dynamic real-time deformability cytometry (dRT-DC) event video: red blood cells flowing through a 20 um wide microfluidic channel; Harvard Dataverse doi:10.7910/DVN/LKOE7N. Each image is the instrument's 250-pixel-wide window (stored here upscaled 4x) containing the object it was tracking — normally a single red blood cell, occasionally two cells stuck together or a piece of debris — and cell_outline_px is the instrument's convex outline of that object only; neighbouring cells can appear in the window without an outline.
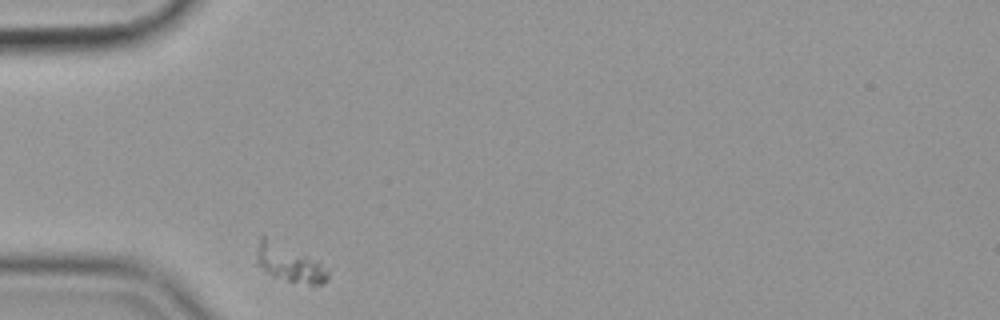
{"species": "common noctule bat (a hibernating species)", "species_latin": "Nyctalus noctula", "temperature_condition": "cold", "stored_images_in_passage": 33, "camera_frame_rate_fps": 3000, "um_per_image_px": 0.085, "animal": {"sex": "female", "body_mass_g": 19.9}, "frame": {"image": 1, "passage_image": 1, "time_ms": 0.0, "image_size_px": [1000, 320], "cell_outline_px": [[328, 280], [320, 284], [308, 284], [288, 280], [272, 276], [256, 264], [256, 252], [260, 236], [264, 236], [320, 260], [328, 272]], "centroid_in_image_um": [24.59, 22.36], "position_along_channel_um": 60.4, "area_um2": 15.43}}
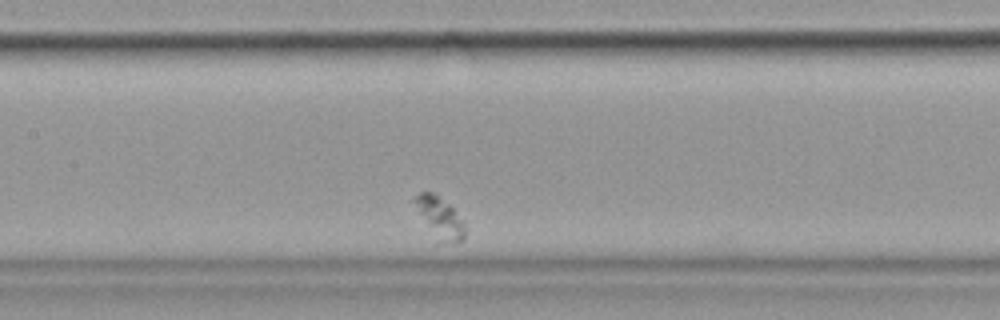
{"frame": {"image": 2, "passage_image": 13, "time_ms": 4.0, "image_size_px": [1000, 320], "cell_outline_px": [[464, 240], [444, 244], [408, 200], [420, 192], [432, 192], [452, 208], [464, 220]], "centroid_in_image_um": [37.35, 18.44], "position_along_channel_um": 170.0, "area_um2": 11.62}}
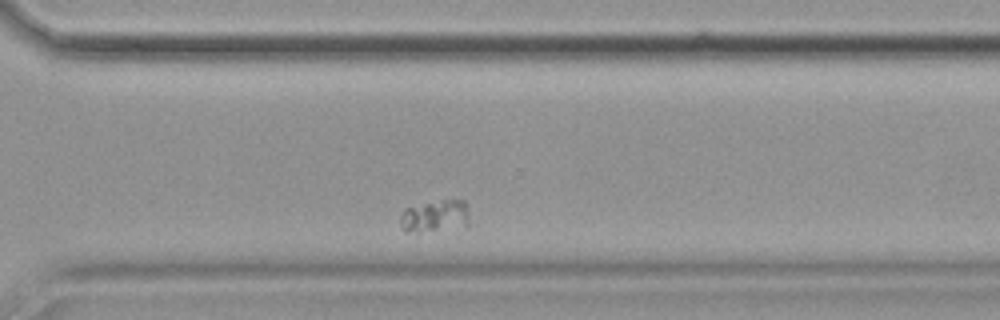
{"frame": {"image": 3, "passage_image": 29, "time_ms": 9.333, "image_size_px": [1000, 320], "cell_outline_px": [[468, 228], [404, 232], [400, 224], [400, 216], [404, 208], [444, 200], [464, 200], [468, 204]], "centroid_in_image_um": [37.02, 18.39], "position_along_channel_um": 333.6, "area_um2": 13.12}}